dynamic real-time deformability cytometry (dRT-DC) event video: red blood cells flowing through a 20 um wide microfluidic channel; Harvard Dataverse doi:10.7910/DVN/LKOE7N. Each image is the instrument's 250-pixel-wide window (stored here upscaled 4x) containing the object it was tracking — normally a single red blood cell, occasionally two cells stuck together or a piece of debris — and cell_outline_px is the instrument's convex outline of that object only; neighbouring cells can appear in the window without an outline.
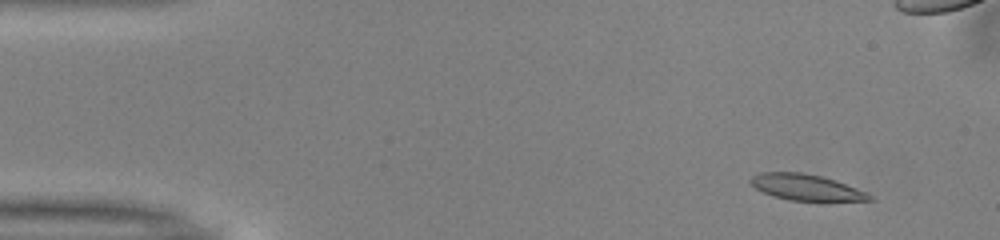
{"species": "common noctule bat (a hibernating species)", "species_latin": "Nyctalus noctula", "temperature_condition": "warm", "stored_images_in_passage": 51, "camera_frame_rate_fps": 3000, "um_per_image_px": 0.085, "animal": {"sex": "male", "body_mass_g": 13.0, "forearm_length_mm": 53.1}, "frame": {"image": 1, "passage_image": 5, "time_ms": 1.333, "image_size_px": [1000, 240], "cell_outline_px": [[876, 200], [824, 204], [788, 200], [772, 196], [756, 188], [748, 180], [752, 176], [760, 172], [800, 172], [820, 176], [836, 180], [868, 192]], "centroid_in_image_um": [68.65, 15.99], "position_along_channel_um": 16.4, "area_um2": 19.19}}
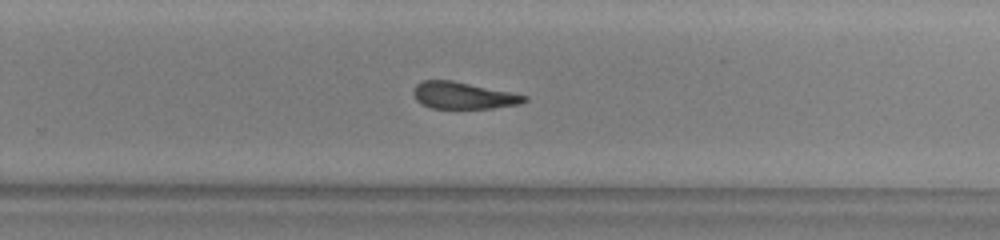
{"frame": {"image": 2, "passage_image": 33, "time_ms": 10.667, "image_size_px": [1000, 240], "cell_outline_px": [[528, 100], [520, 104], [492, 108], [432, 108], [420, 104], [416, 100], [412, 92], [416, 84], [420, 80], [452, 80], [528, 96]], "centroid_in_image_um": [39.33, 8.11], "position_along_channel_um": 290.5, "area_um2": 17.34}}
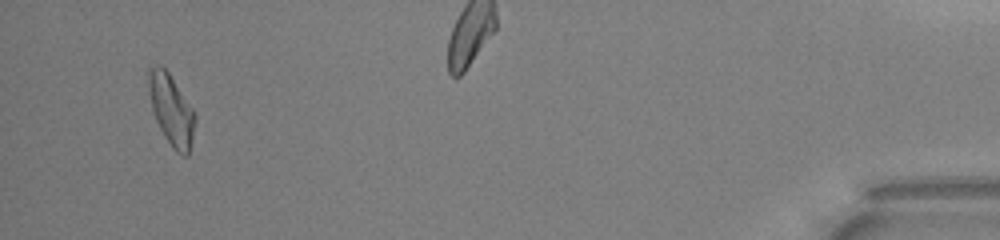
{"frame": {"image": 3, "passage_image": 49, "time_ms": 16.0, "image_size_px": [1000, 240], "cell_outline_px": [[196, 120], [192, 140], [188, 156], [184, 156], [176, 152], [172, 148], [164, 136], [156, 120], [152, 108], [148, 92], [148, 68], [156, 64], [160, 64], [168, 72], [192, 108], [196, 116]], "centroid_in_image_um": [14.55, 9.34], "position_along_channel_um": 420.7, "area_um2": 19.13}, "authors_computed_cell_mechanics": {"area_um2": 18.7272, "velocity_mm_per_s": 4.0235, "shape_relaxation_time_tau1_ms": null, "shape_relaxation_time_tau2_ms": 3.3333, "deformation_change_tau1": null, "deformation_change_tau2": 0.1356}}